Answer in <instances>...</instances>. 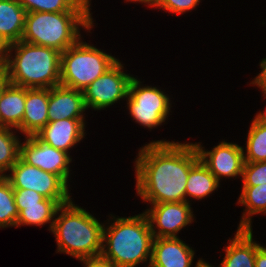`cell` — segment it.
Masks as SVG:
<instances>
[{"instance_id":"cell-34","label":"cell","mask_w":266,"mask_h":267,"mask_svg":"<svg viewBox=\"0 0 266 267\" xmlns=\"http://www.w3.org/2000/svg\"><path fill=\"white\" fill-rule=\"evenodd\" d=\"M8 79L4 70H0V97L3 93L4 87L8 84Z\"/></svg>"},{"instance_id":"cell-33","label":"cell","mask_w":266,"mask_h":267,"mask_svg":"<svg viewBox=\"0 0 266 267\" xmlns=\"http://www.w3.org/2000/svg\"><path fill=\"white\" fill-rule=\"evenodd\" d=\"M7 45L0 40V70H3L6 64Z\"/></svg>"},{"instance_id":"cell-24","label":"cell","mask_w":266,"mask_h":267,"mask_svg":"<svg viewBox=\"0 0 266 267\" xmlns=\"http://www.w3.org/2000/svg\"><path fill=\"white\" fill-rule=\"evenodd\" d=\"M20 143L12 128L0 127V176H4L18 161Z\"/></svg>"},{"instance_id":"cell-19","label":"cell","mask_w":266,"mask_h":267,"mask_svg":"<svg viewBox=\"0 0 266 267\" xmlns=\"http://www.w3.org/2000/svg\"><path fill=\"white\" fill-rule=\"evenodd\" d=\"M26 13L18 0H0V40L7 46L21 41Z\"/></svg>"},{"instance_id":"cell-3","label":"cell","mask_w":266,"mask_h":267,"mask_svg":"<svg viewBox=\"0 0 266 267\" xmlns=\"http://www.w3.org/2000/svg\"><path fill=\"white\" fill-rule=\"evenodd\" d=\"M112 217L114 222L103 228L101 256L116 267H136L147 261L149 267L154 236L146 214Z\"/></svg>"},{"instance_id":"cell-7","label":"cell","mask_w":266,"mask_h":267,"mask_svg":"<svg viewBox=\"0 0 266 267\" xmlns=\"http://www.w3.org/2000/svg\"><path fill=\"white\" fill-rule=\"evenodd\" d=\"M140 85L136 77L131 79L127 96L129 114L136 123L153 129L168 118L171 100L157 87Z\"/></svg>"},{"instance_id":"cell-23","label":"cell","mask_w":266,"mask_h":267,"mask_svg":"<svg viewBox=\"0 0 266 267\" xmlns=\"http://www.w3.org/2000/svg\"><path fill=\"white\" fill-rule=\"evenodd\" d=\"M246 153L244 162H264L266 161V123H259L253 119L249 128Z\"/></svg>"},{"instance_id":"cell-26","label":"cell","mask_w":266,"mask_h":267,"mask_svg":"<svg viewBox=\"0 0 266 267\" xmlns=\"http://www.w3.org/2000/svg\"><path fill=\"white\" fill-rule=\"evenodd\" d=\"M29 12H87L74 0H18Z\"/></svg>"},{"instance_id":"cell-38","label":"cell","mask_w":266,"mask_h":267,"mask_svg":"<svg viewBox=\"0 0 266 267\" xmlns=\"http://www.w3.org/2000/svg\"><path fill=\"white\" fill-rule=\"evenodd\" d=\"M126 1H133V2H140V3H144V4H148V6H150L155 0H126Z\"/></svg>"},{"instance_id":"cell-37","label":"cell","mask_w":266,"mask_h":267,"mask_svg":"<svg viewBox=\"0 0 266 267\" xmlns=\"http://www.w3.org/2000/svg\"><path fill=\"white\" fill-rule=\"evenodd\" d=\"M195 267H212L211 264L206 263L205 261H203V259L198 260V262H196V266Z\"/></svg>"},{"instance_id":"cell-2","label":"cell","mask_w":266,"mask_h":267,"mask_svg":"<svg viewBox=\"0 0 266 267\" xmlns=\"http://www.w3.org/2000/svg\"><path fill=\"white\" fill-rule=\"evenodd\" d=\"M13 50L15 56L12 55ZM8 82L28 89L60 85L61 52L54 48L19 41L7 46L4 67Z\"/></svg>"},{"instance_id":"cell-5","label":"cell","mask_w":266,"mask_h":267,"mask_svg":"<svg viewBox=\"0 0 266 267\" xmlns=\"http://www.w3.org/2000/svg\"><path fill=\"white\" fill-rule=\"evenodd\" d=\"M92 20L88 12H29L21 40L62 53L81 38V26L86 30L94 26Z\"/></svg>"},{"instance_id":"cell-28","label":"cell","mask_w":266,"mask_h":267,"mask_svg":"<svg viewBox=\"0 0 266 267\" xmlns=\"http://www.w3.org/2000/svg\"><path fill=\"white\" fill-rule=\"evenodd\" d=\"M200 0H155L150 7L162 8L171 13L182 14L193 10Z\"/></svg>"},{"instance_id":"cell-36","label":"cell","mask_w":266,"mask_h":267,"mask_svg":"<svg viewBox=\"0 0 266 267\" xmlns=\"http://www.w3.org/2000/svg\"><path fill=\"white\" fill-rule=\"evenodd\" d=\"M255 120L259 123H266V109L264 112H259L258 114H256Z\"/></svg>"},{"instance_id":"cell-31","label":"cell","mask_w":266,"mask_h":267,"mask_svg":"<svg viewBox=\"0 0 266 267\" xmlns=\"http://www.w3.org/2000/svg\"><path fill=\"white\" fill-rule=\"evenodd\" d=\"M261 72L254 78L250 84H254L262 89L264 97H266V58L262 59L260 62Z\"/></svg>"},{"instance_id":"cell-22","label":"cell","mask_w":266,"mask_h":267,"mask_svg":"<svg viewBox=\"0 0 266 267\" xmlns=\"http://www.w3.org/2000/svg\"><path fill=\"white\" fill-rule=\"evenodd\" d=\"M61 205L52 199L45 198L39 202V205L23 206V210L19 213L16 227L22 225L42 226L49 224V230H52L54 218L57 216V209Z\"/></svg>"},{"instance_id":"cell-8","label":"cell","mask_w":266,"mask_h":267,"mask_svg":"<svg viewBox=\"0 0 266 267\" xmlns=\"http://www.w3.org/2000/svg\"><path fill=\"white\" fill-rule=\"evenodd\" d=\"M4 177L13 189H31L47 199L56 200L60 205L71 201L68 184L58 175L30 166L20 158Z\"/></svg>"},{"instance_id":"cell-10","label":"cell","mask_w":266,"mask_h":267,"mask_svg":"<svg viewBox=\"0 0 266 267\" xmlns=\"http://www.w3.org/2000/svg\"><path fill=\"white\" fill-rule=\"evenodd\" d=\"M20 143L19 158L30 166L60 176L67 184L69 178L70 155L40 141L35 135L25 136Z\"/></svg>"},{"instance_id":"cell-32","label":"cell","mask_w":266,"mask_h":267,"mask_svg":"<svg viewBox=\"0 0 266 267\" xmlns=\"http://www.w3.org/2000/svg\"><path fill=\"white\" fill-rule=\"evenodd\" d=\"M255 267H266V247L264 246L256 251Z\"/></svg>"},{"instance_id":"cell-20","label":"cell","mask_w":266,"mask_h":267,"mask_svg":"<svg viewBox=\"0 0 266 267\" xmlns=\"http://www.w3.org/2000/svg\"><path fill=\"white\" fill-rule=\"evenodd\" d=\"M219 183L210 170L199 160L190 169L186 182L185 201L190 203L187 197L202 200L214 192L219 187Z\"/></svg>"},{"instance_id":"cell-13","label":"cell","mask_w":266,"mask_h":267,"mask_svg":"<svg viewBox=\"0 0 266 267\" xmlns=\"http://www.w3.org/2000/svg\"><path fill=\"white\" fill-rule=\"evenodd\" d=\"M87 110L82 91L62 85L49 89L48 120L49 122L63 119H85Z\"/></svg>"},{"instance_id":"cell-11","label":"cell","mask_w":266,"mask_h":267,"mask_svg":"<svg viewBox=\"0 0 266 267\" xmlns=\"http://www.w3.org/2000/svg\"><path fill=\"white\" fill-rule=\"evenodd\" d=\"M151 205L152 207L144 213L149 220L154 238L178 237V232L194 219L191 205L186 201Z\"/></svg>"},{"instance_id":"cell-6","label":"cell","mask_w":266,"mask_h":267,"mask_svg":"<svg viewBox=\"0 0 266 267\" xmlns=\"http://www.w3.org/2000/svg\"><path fill=\"white\" fill-rule=\"evenodd\" d=\"M118 60L80 38L61 53L60 85L84 92Z\"/></svg>"},{"instance_id":"cell-1","label":"cell","mask_w":266,"mask_h":267,"mask_svg":"<svg viewBox=\"0 0 266 267\" xmlns=\"http://www.w3.org/2000/svg\"><path fill=\"white\" fill-rule=\"evenodd\" d=\"M136 157V190L143 201H185L190 169L200 160L194 143L157 140L141 147Z\"/></svg>"},{"instance_id":"cell-16","label":"cell","mask_w":266,"mask_h":267,"mask_svg":"<svg viewBox=\"0 0 266 267\" xmlns=\"http://www.w3.org/2000/svg\"><path fill=\"white\" fill-rule=\"evenodd\" d=\"M219 267H255L256 251L261 247L253 241L252 229H237Z\"/></svg>"},{"instance_id":"cell-21","label":"cell","mask_w":266,"mask_h":267,"mask_svg":"<svg viewBox=\"0 0 266 267\" xmlns=\"http://www.w3.org/2000/svg\"><path fill=\"white\" fill-rule=\"evenodd\" d=\"M238 203L245 206L238 229H252V215L266 214V183L257 186H243Z\"/></svg>"},{"instance_id":"cell-25","label":"cell","mask_w":266,"mask_h":267,"mask_svg":"<svg viewBox=\"0 0 266 267\" xmlns=\"http://www.w3.org/2000/svg\"><path fill=\"white\" fill-rule=\"evenodd\" d=\"M18 216L13 188L4 176H0V228L16 227Z\"/></svg>"},{"instance_id":"cell-17","label":"cell","mask_w":266,"mask_h":267,"mask_svg":"<svg viewBox=\"0 0 266 267\" xmlns=\"http://www.w3.org/2000/svg\"><path fill=\"white\" fill-rule=\"evenodd\" d=\"M49 89L26 88L25 111L22 121L24 136L36 135L47 125Z\"/></svg>"},{"instance_id":"cell-29","label":"cell","mask_w":266,"mask_h":267,"mask_svg":"<svg viewBox=\"0 0 266 267\" xmlns=\"http://www.w3.org/2000/svg\"><path fill=\"white\" fill-rule=\"evenodd\" d=\"M15 204L20 213L23 206L39 205L45 199L44 196L31 189H13Z\"/></svg>"},{"instance_id":"cell-35","label":"cell","mask_w":266,"mask_h":267,"mask_svg":"<svg viewBox=\"0 0 266 267\" xmlns=\"http://www.w3.org/2000/svg\"><path fill=\"white\" fill-rule=\"evenodd\" d=\"M79 6L83 7L88 13H90V1L91 0H74Z\"/></svg>"},{"instance_id":"cell-15","label":"cell","mask_w":266,"mask_h":267,"mask_svg":"<svg viewBox=\"0 0 266 267\" xmlns=\"http://www.w3.org/2000/svg\"><path fill=\"white\" fill-rule=\"evenodd\" d=\"M194 254L178 237L154 238L149 267H191Z\"/></svg>"},{"instance_id":"cell-12","label":"cell","mask_w":266,"mask_h":267,"mask_svg":"<svg viewBox=\"0 0 266 267\" xmlns=\"http://www.w3.org/2000/svg\"><path fill=\"white\" fill-rule=\"evenodd\" d=\"M199 159L216 177L218 182L223 177H242L244 165V148L235 143L220 142L210 151H205L202 145L194 143Z\"/></svg>"},{"instance_id":"cell-9","label":"cell","mask_w":266,"mask_h":267,"mask_svg":"<svg viewBox=\"0 0 266 267\" xmlns=\"http://www.w3.org/2000/svg\"><path fill=\"white\" fill-rule=\"evenodd\" d=\"M123 64L118 60L108 71L92 82L83 92L87 109L95 111L114 105L128 96L132 75L123 72Z\"/></svg>"},{"instance_id":"cell-18","label":"cell","mask_w":266,"mask_h":267,"mask_svg":"<svg viewBox=\"0 0 266 267\" xmlns=\"http://www.w3.org/2000/svg\"><path fill=\"white\" fill-rule=\"evenodd\" d=\"M26 88L8 83L0 97V127L21 131L25 111Z\"/></svg>"},{"instance_id":"cell-14","label":"cell","mask_w":266,"mask_h":267,"mask_svg":"<svg viewBox=\"0 0 266 267\" xmlns=\"http://www.w3.org/2000/svg\"><path fill=\"white\" fill-rule=\"evenodd\" d=\"M84 119L48 122L35 136L47 145L68 153L85 136Z\"/></svg>"},{"instance_id":"cell-27","label":"cell","mask_w":266,"mask_h":267,"mask_svg":"<svg viewBox=\"0 0 266 267\" xmlns=\"http://www.w3.org/2000/svg\"><path fill=\"white\" fill-rule=\"evenodd\" d=\"M243 186H257L266 183V161L244 162L242 172Z\"/></svg>"},{"instance_id":"cell-30","label":"cell","mask_w":266,"mask_h":267,"mask_svg":"<svg viewBox=\"0 0 266 267\" xmlns=\"http://www.w3.org/2000/svg\"><path fill=\"white\" fill-rule=\"evenodd\" d=\"M83 262L84 267H116L108 259L103 258L101 255L96 257L78 259Z\"/></svg>"},{"instance_id":"cell-4","label":"cell","mask_w":266,"mask_h":267,"mask_svg":"<svg viewBox=\"0 0 266 267\" xmlns=\"http://www.w3.org/2000/svg\"><path fill=\"white\" fill-rule=\"evenodd\" d=\"M61 212V213H60ZM52 233L57 243V253L77 259L100 256L104 224L71 200L57 209Z\"/></svg>"}]
</instances>
